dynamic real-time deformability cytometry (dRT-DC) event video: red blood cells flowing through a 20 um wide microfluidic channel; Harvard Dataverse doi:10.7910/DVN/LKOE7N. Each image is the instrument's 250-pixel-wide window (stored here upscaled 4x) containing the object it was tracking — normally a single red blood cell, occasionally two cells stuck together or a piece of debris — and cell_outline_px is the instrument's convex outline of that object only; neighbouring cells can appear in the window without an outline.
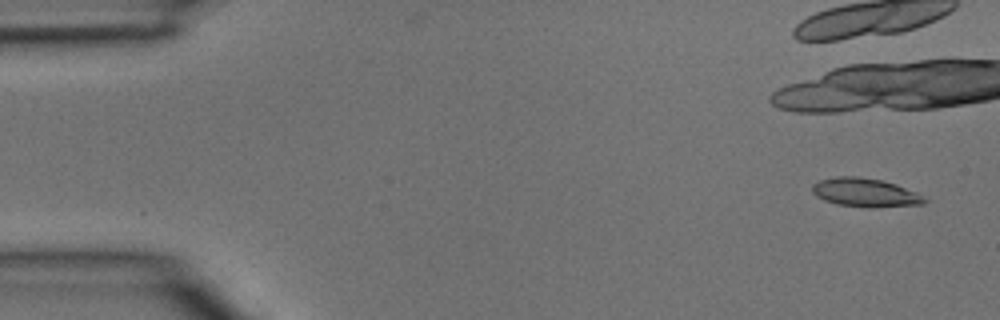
{"species": "common noctule bat (a hibernating species)", "species_latin": "Nyctalus noctula", "temperature_condition": "room temperature", "stored_images_in_passage": 2, "segment_of_instrument_passage": [2, 2], "camera_frame_rate_fps": 3000, "um_per_image_px": 0.085, "animal": {"sex": "male", "body_mass_g": 15.6}, "frame": {"image": 1, "passage_image": 2, "time_ms": 0.333, "image_size_px": [1000, 320], "cell_outline_px": [[928, 200], [924, 204], [872, 208], [864, 208], [836, 204], [824, 200], [816, 196], [812, 192], [812, 184], [820, 180], [836, 176], [856, 176], [880, 180], [896, 184], [916, 192]], "centroid_in_image_um": [73.53, 16.38], "position_along_channel_um": 11.5, "area_um2": 18.9}}